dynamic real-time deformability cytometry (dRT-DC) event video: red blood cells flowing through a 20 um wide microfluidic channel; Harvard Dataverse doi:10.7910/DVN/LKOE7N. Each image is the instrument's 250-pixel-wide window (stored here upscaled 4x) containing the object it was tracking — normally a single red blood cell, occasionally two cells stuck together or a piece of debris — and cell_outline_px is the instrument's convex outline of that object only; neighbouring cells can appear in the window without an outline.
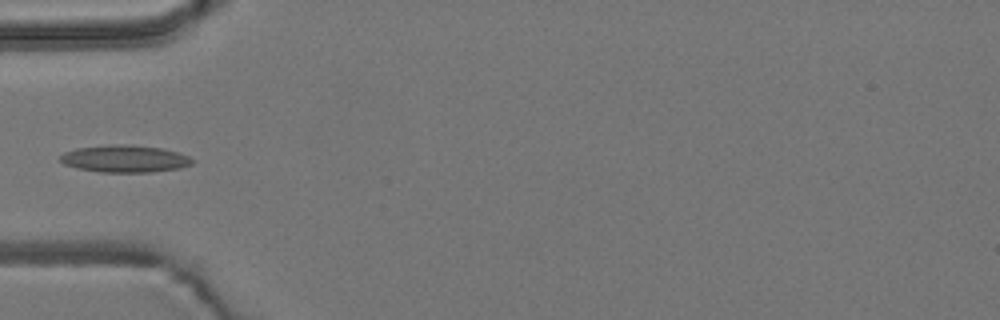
{"species": "common noctule bat (a hibernating species)", "species_latin": "Nyctalus noctula", "temperature_condition": "room temperature", "stored_images_in_passage": 5, "camera_frame_rate_fps": 3000, "um_per_image_px": 0.085, "animal": {"sex": "male", "body_mass_g": 19.2, "forearm_length_mm": 51.8}, "frame": {"image": 1, "passage_image": 5, "time_ms": 4.667, "image_size_px": [1000, 320], "cell_outline_px": [[192, 164], [180, 168], [152, 172], [100, 172], [76, 168], [64, 164], [60, 160], [60, 156], [64, 152], [76, 148], [112, 144], [128, 144], [164, 148], [188, 156], [192, 160]], "centroid_in_image_um": [10.58, 13.49], "position_along_channel_um": 74.4, "area_um2": 20.98}}